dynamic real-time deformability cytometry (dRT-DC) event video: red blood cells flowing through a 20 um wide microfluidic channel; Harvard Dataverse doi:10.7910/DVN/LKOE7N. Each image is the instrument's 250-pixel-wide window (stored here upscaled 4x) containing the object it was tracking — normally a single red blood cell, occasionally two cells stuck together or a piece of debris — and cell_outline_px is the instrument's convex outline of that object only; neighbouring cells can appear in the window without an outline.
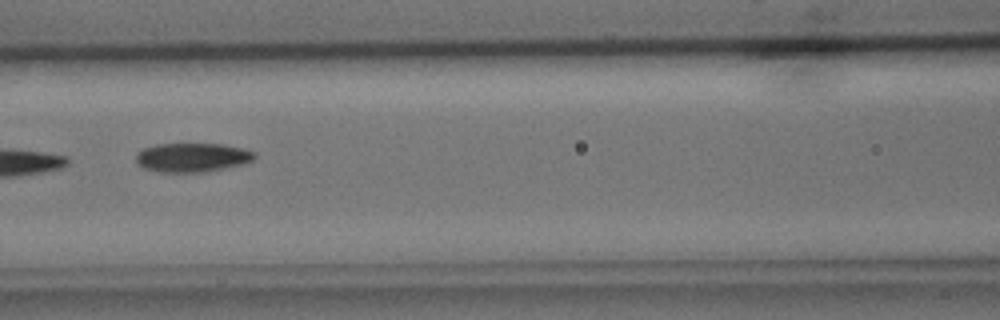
{"species": "common noctule bat (a hibernating species)", "species_latin": "Nyctalus noctula", "temperature_condition": "cold", "stored_images_in_passage": 9, "camera_frame_rate_fps": 3000, "um_per_image_px": 0.085, "animal": {"sex": "male", "body_mass_g": 15.6}, "frame": {"image": 1, "passage_image": 7, "time_ms": 7.667, "image_size_px": [1000, 320], "cell_outline_px": [[256, 156], [252, 160], [244, 164], [204, 172], [160, 172], [144, 168], [136, 164], [136, 152], [144, 148], [156, 144], [220, 144], [244, 148], [256, 152]], "centroid_in_image_um": [16.33, 13.38], "position_along_channel_um": 150.3, "area_um2": 20.17}}
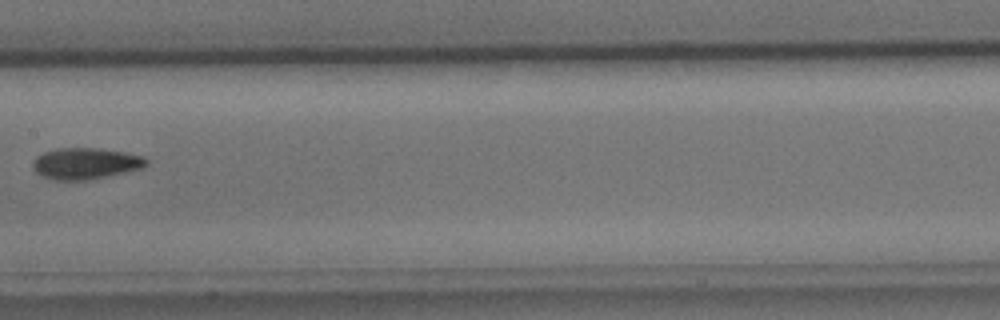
{"frame": {"image": 2, "passage_image": 8, "time_ms": 9.0, "image_size_px": [1000, 320], "cell_outline_px": [[148, 164], [140, 168], [104, 176], [84, 180], [52, 180], [40, 176], [32, 168], [32, 164], [36, 156], [44, 152], [56, 148], [100, 148], [124, 152], [144, 156], [148, 160]], "centroid_in_image_um": [7.21, 13.88], "position_along_channel_um": 200.2, "area_um2": 20.63}}
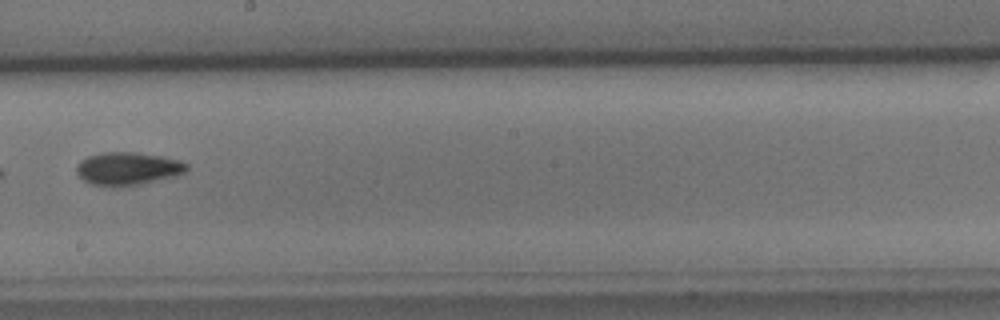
{"frame": {"image": 3, "passage_image": 9, "time_ms": 10.0, "image_size_px": [1000, 320], "cell_outline_px": [[188, 168], [184, 172], [176, 176], [140, 184], [116, 188], [112, 188], [92, 184], [84, 180], [76, 172], [76, 168], [80, 160], [88, 156], [100, 152], [136, 152], [164, 156], [180, 160], [188, 164]], "centroid_in_image_um": [10.86, 14.33], "position_along_channel_um": 237.3, "area_um2": 21.5}}